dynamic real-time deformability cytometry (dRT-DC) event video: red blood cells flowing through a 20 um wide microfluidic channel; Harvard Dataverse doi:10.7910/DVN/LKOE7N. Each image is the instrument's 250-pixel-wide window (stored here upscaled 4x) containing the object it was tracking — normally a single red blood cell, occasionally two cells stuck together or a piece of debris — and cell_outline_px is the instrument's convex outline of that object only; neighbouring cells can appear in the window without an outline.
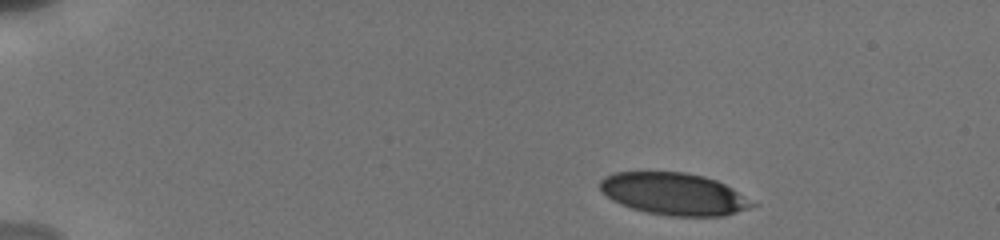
{"species": "human", "species_latin": "Homo sapiens", "temperature_condition": "cold", "stored_images_in_passage": 8, "camera_frame_rate_fps": 3000, "um_per_image_px": 0.085, "donor": {"sex": "male"}, "frame": {"image": 1, "passage_image": 1, "time_ms": 0.0, "image_size_px": [1000, 240], "cell_outline_px": [[760, 204], [724, 216], [668, 216], [648, 212], [632, 208], [620, 204], [612, 200], [600, 188], [600, 180], [604, 176], [616, 172], [684, 172], [704, 176], [716, 180], [732, 188]], "centroid_in_image_um": [57.31, 16.48], "position_along_channel_um": 27.7, "area_um2": 37.34}}
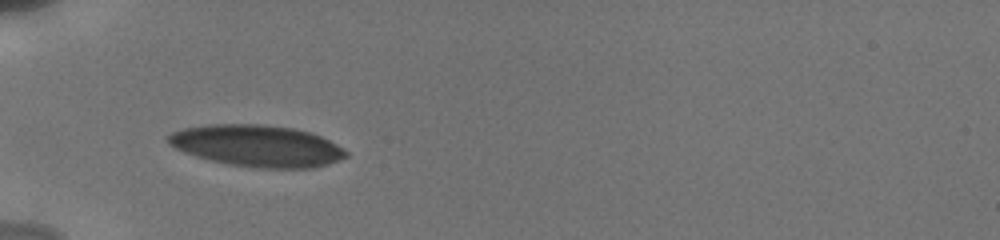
{"frame": {"image": 2, "passage_image": 6, "time_ms": 3.333, "image_size_px": [1000, 240], "cell_outline_px": [[348, 156], [328, 164], [312, 168], [260, 168], [232, 164], [212, 160], [196, 156], [184, 152], [168, 144], [168, 136], [172, 132], [184, 128], [208, 124], [264, 124], [296, 128], [312, 132], [344, 148], [348, 152]], "centroid_in_image_um": [21.88, 12.38], "position_along_channel_um": 63.1, "area_um2": 43.12}}